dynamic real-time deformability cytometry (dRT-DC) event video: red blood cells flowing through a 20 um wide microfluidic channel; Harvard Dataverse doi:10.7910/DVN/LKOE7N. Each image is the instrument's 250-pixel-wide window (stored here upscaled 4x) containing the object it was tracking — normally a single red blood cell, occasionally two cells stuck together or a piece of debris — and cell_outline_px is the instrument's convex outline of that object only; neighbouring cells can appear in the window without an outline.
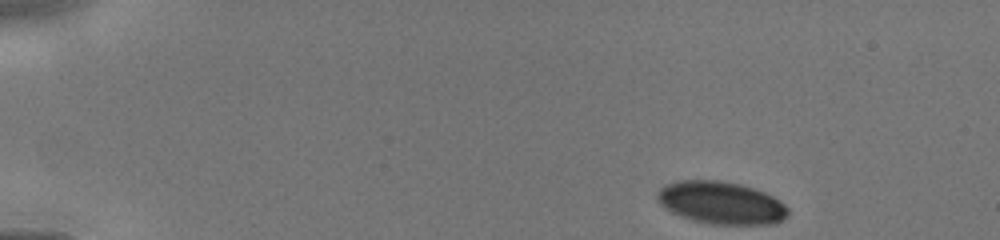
{"species": "human", "species_latin": "Homo sapiens", "temperature_condition": "cold", "stored_images_in_passage": 59, "camera_frame_rate_fps": 3000, "um_per_image_px": 0.085, "donor": {"sex": "male"}, "frame": {"image": 1, "passage_image": 1, "time_ms": 0.0, "image_size_px": [1000, 240], "cell_outline_px": [[788, 216], [776, 224], [712, 224], [692, 220], [680, 216], [672, 212], [660, 204], [656, 196], [656, 192], [664, 184], [680, 180], [720, 180], [740, 184], [764, 192], [772, 196], [784, 204], [788, 208]], "centroid_in_image_um": [61.28, 17.23], "position_along_channel_um": 23.7, "area_um2": 32.48}}
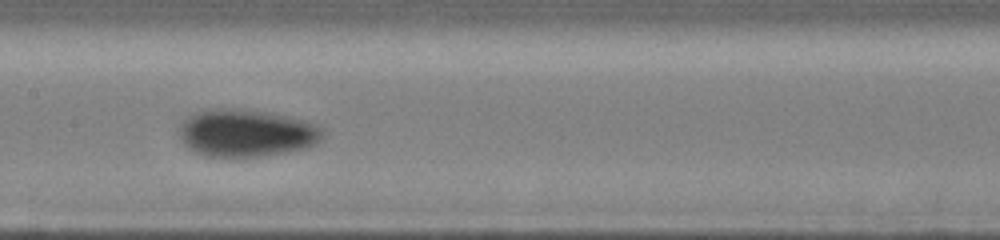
{"frame": {"image": 2, "passage_image": 28, "time_ms": 6.0, "image_size_px": [1000, 240], "cell_outline_px": [[324, 132], [320, 140], [316, 144], [308, 148], [260, 156], [204, 156], [188, 148], [184, 144], [180, 136], [180, 128], [184, 120], [196, 112], [212, 108], [244, 108], [272, 112], [304, 120], [316, 124], [324, 128]], "centroid_in_image_um": [20.98, 11.28], "position_along_channel_um": 186.4, "area_um2": 39.88}}
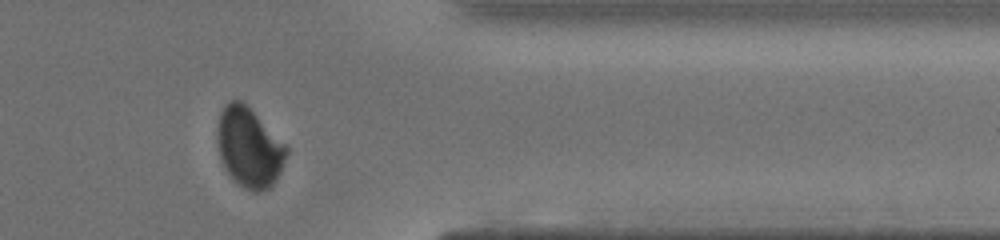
{"frame": {"image": 3, "passage_image": 44, "time_ms": 10.667, "image_size_px": [1000, 240], "cell_outline_px": [[288, 152], [280, 172], [276, 180], [268, 188], [256, 192], [252, 192], [244, 188], [224, 168], [220, 156], [216, 140], [216, 132], [220, 112], [228, 100], [240, 100], [288, 144]], "centroid_in_image_um": [21.18, 12.51], "position_along_channel_um": 390.2, "area_um2": 32.14}}